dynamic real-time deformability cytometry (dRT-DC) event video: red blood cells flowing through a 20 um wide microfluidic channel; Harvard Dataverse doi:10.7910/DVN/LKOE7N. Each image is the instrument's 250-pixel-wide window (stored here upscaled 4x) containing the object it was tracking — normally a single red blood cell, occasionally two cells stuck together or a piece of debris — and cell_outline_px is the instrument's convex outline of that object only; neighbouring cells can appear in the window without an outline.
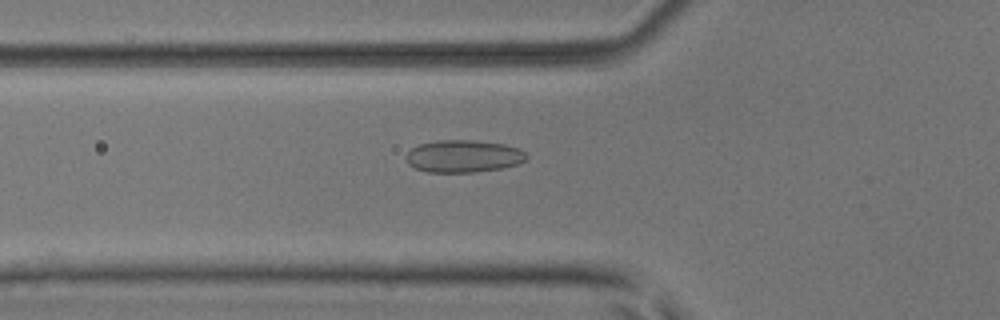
{"species": "common noctule bat (a hibernating species)", "species_latin": "Nyctalus noctula", "temperature_condition": "room temperature", "stored_images_in_passage": 46, "camera_frame_rate_fps": 3000, "um_per_image_px": 0.085, "animal": {"sex": "male", "body_mass_g": 17.9, "forearm_length_mm": 54.2}, "frame": {"image": 1, "passage_image": 18, "time_ms": 5.667, "image_size_px": [1000, 320], "cell_outline_px": [[528, 156], [524, 160], [516, 164], [500, 168], [476, 172], [428, 172], [416, 168], [408, 164], [404, 156], [412, 148], [420, 144], [436, 140], [476, 140], [504, 144], [520, 148]], "centroid_in_image_um": [39.37, 13.27], "position_along_channel_um": 86.4, "area_um2": 22.72}}
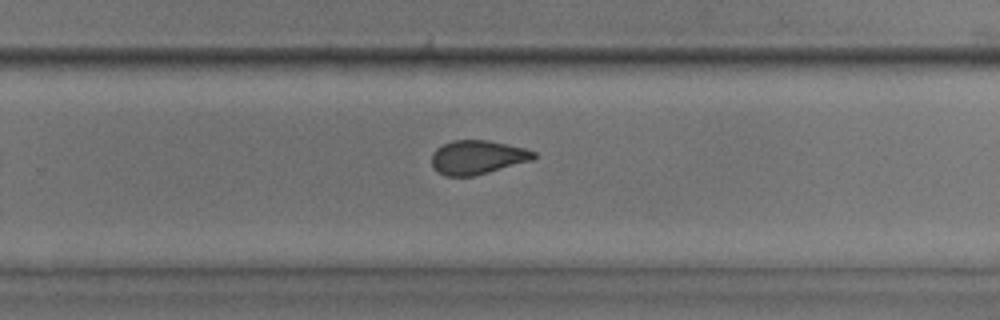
{"frame": {"image": 2, "passage_image": 33, "time_ms": 10.667, "image_size_px": [1000, 320], "cell_outline_px": [[536, 156], [532, 160], [488, 172], [472, 176], [444, 176], [436, 172], [432, 164], [432, 152], [436, 148], [452, 140], [488, 140], [524, 148], [536, 152]], "centroid_in_image_um": [40.55, 13.37], "position_along_channel_um": 289.3, "area_um2": 20.11}}
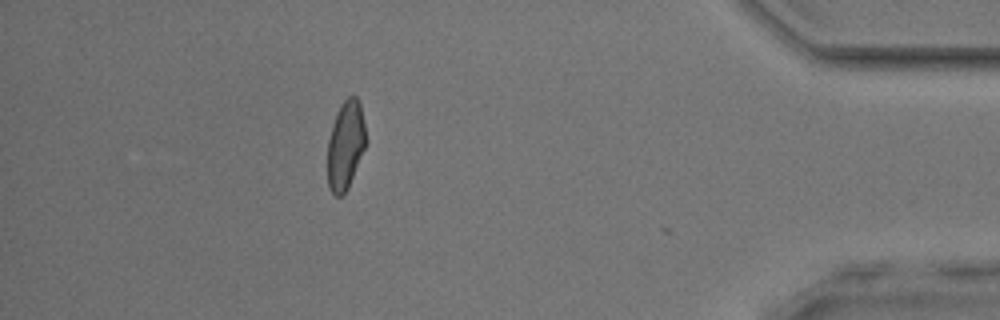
{"frame": {"image": 3, "passage_image": 45, "time_ms": 14.667, "image_size_px": [1000, 320], "cell_outline_px": [[368, 140], [348, 188], [340, 196], [336, 196], [328, 188], [328, 140], [332, 124], [336, 112], [340, 104], [348, 96], [356, 96], [360, 104]], "centroid_in_image_um": [29.38, 12.31], "position_along_channel_um": 405.8, "area_um2": 19.94}, "authors_computed_cell_mechanics": {"area_um2": 21.2126, "velocity_mm_per_s": 4.0604, "shape_relaxation_time_tau1_ms": 9.3187, "shape_relaxation_time_tau2_ms": 1.4208, "deformation_change_tau1": 0.1531, "deformation_change_tau2": 0.0655}}